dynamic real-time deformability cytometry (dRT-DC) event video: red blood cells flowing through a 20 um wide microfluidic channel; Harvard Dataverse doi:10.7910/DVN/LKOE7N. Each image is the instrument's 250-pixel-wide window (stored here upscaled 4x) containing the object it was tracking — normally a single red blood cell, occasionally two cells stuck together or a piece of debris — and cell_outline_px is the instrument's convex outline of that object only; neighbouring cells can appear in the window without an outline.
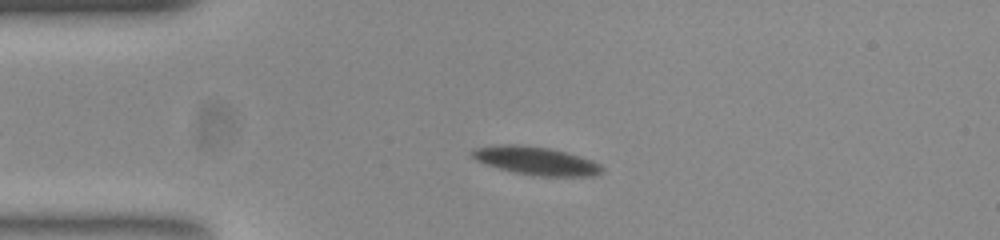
{"species": "common noctule bat (a hibernating species)", "species_latin": "Nyctalus noctula", "temperature_condition": "room temperature", "stored_images_in_passage": 54, "camera_frame_rate_fps": 3000, "um_per_image_px": 0.085, "animal": {"sex": "female", "body_mass_g": 23.0, "forearm_length_mm": 53.4}, "frame": {"image": 1, "passage_image": 11, "time_ms": 3.333, "image_size_px": [1000, 240], "cell_outline_px": [[604, 168], [600, 172], [592, 176], [540, 176], [512, 172], [476, 160], [468, 152], [472, 148], [500, 144], [512, 144], [548, 148], [580, 156], [592, 160], [600, 164]], "centroid_in_image_um": [45.53, 13.66], "position_along_channel_um": 39.5, "area_um2": 21.15}}
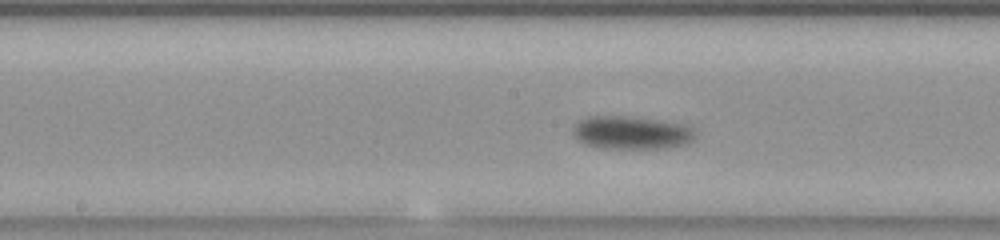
{"frame": {"image": 2, "passage_image": 26, "time_ms": 8.333, "image_size_px": [1000, 240], "cell_outline_px": [[696, 136], [692, 140], [684, 144], [668, 148], [604, 148], [588, 144], [580, 140], [576, 136], [572, 128], [580, 120], [588, 116], [632, 116], [688, 124], [692, 128]], "centroid_in_image_um": [53.73, 11.26], "position_along_channel_um": 194.5, "area_um2": 23.52}}
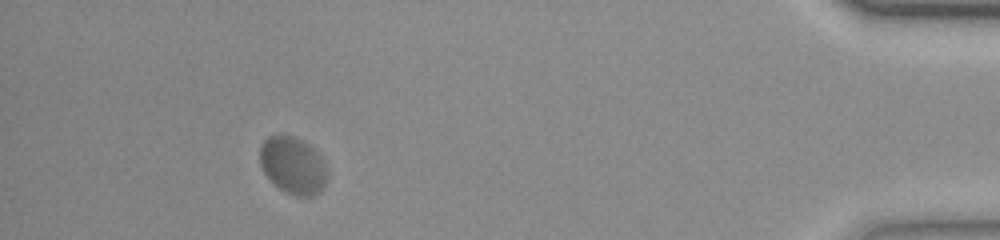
{"frame": {"image": 3, "passage_image": 49, "time_ms": 16.0, "image_size_px": [1000, 240], "cell_outline_px": [[328, 176], [320, 192], [312, 196], [296, 196], [284, 192], [264, 172], [260, 164], [260, 148], [264, 140], [268, 136], [280, 132], [292, 136], [308, 144], [324, 160], [328, 168]], "centroid_in_image_um": [24.91, 14.04], "position_along_channel_um": 410.3, "area_um2": 22.6}, "authors_computed_cell_mechanics": {"area_um2": 22.1952, "velocity_mm_per_s": 3.6519, "shape_relaxation_time_tau1_ms": 1.4683, "shape_relaxation_time_tau2_ms": null, "deformation_change_tau1": 0.0938, "deformation_change_tau2": null}}